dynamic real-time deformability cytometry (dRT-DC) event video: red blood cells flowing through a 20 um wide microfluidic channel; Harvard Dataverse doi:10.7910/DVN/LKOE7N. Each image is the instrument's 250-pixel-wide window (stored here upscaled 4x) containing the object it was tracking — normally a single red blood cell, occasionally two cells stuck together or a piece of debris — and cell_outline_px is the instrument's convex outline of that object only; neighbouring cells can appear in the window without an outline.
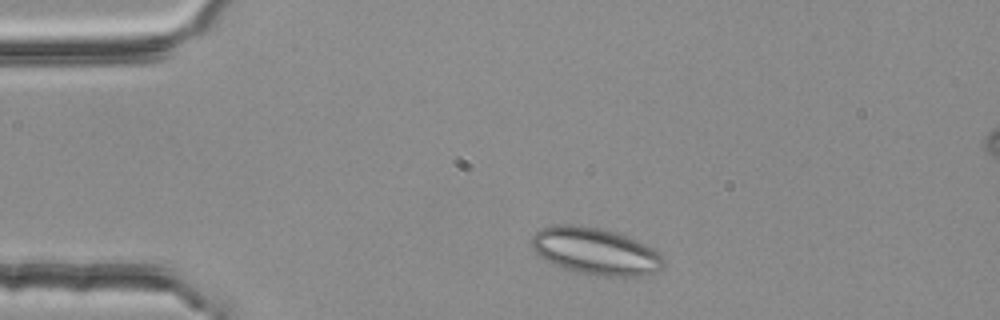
{"species": "common noctule bat (a hibernating species)", "species_latin": "Nyctalus noctula", "temperature_condition": "room temperature", "stored_images_in_passage": 3, "segment_of_instrument_passage": [1, 2], "camera_frame_rate_fps": 3000, "um_per_image_px": 0.085, "animal": {"sex": "female", "body_mass_g": 25.1}, "frame": {"image": 1, "passage_image": 1, "time_ms": 0.0, "image_size_px": [1000, 320], "cell_outline_px": [[664, 268], [640, 276], [600, 276], [580, 272], [564, 268], [552, 264], [536, 256], [532, 248], [532, 236], [540, 228], [552, 224], [580, 224], [612, 232], [636, 240], [660, 252], [664, 260]], "centroid_in_image_um": [50.56, 21.35], "position_along_channel_um": 34.4, "area_um2": 36.13}}